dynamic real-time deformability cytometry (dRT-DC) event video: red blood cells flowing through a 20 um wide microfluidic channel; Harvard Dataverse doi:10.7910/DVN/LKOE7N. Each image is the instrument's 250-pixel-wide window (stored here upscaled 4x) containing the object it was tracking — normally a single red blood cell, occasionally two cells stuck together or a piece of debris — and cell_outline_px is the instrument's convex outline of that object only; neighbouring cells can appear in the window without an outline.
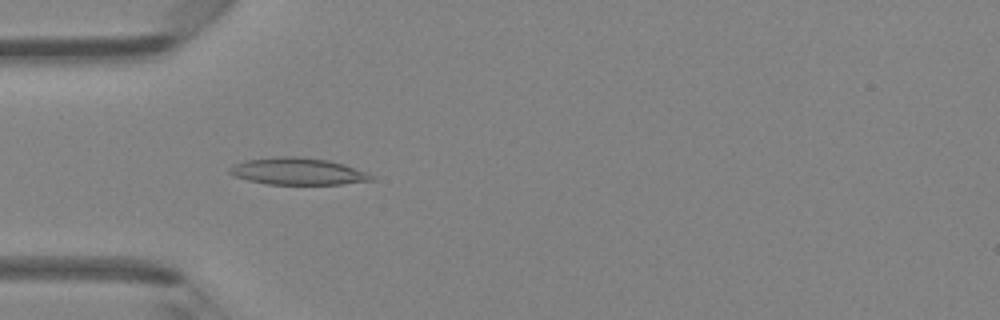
{"species": "Egyptian fruit bat (a non-hibernating species)", "species_latin": "Rousettus aegyptiacus", "temperature_condition": "room temperature", "stored_images_in_passage": 46, "camera_frame_rate_fps": 3000, "um_per_image_px": 0.085, "animal": {"sex": "female"}, "frame": {"image": 1, "passage_image": 13, "time_ms": 4.0, "image_size_px": [1000, 320], "cell_outline_px": [[376, 180], [340, 184], [268, 184], [248, 180], [236, 176], [228, 172], [228, 168], [244, 160], [280, 156], [300, 156], [328, 160], [344, 164], [368, 172], [376, 176]], "centroid_in_image_um": [25.37, 14.56], "position_along_channel_um": 59.6, "area_um2": 22.37}}
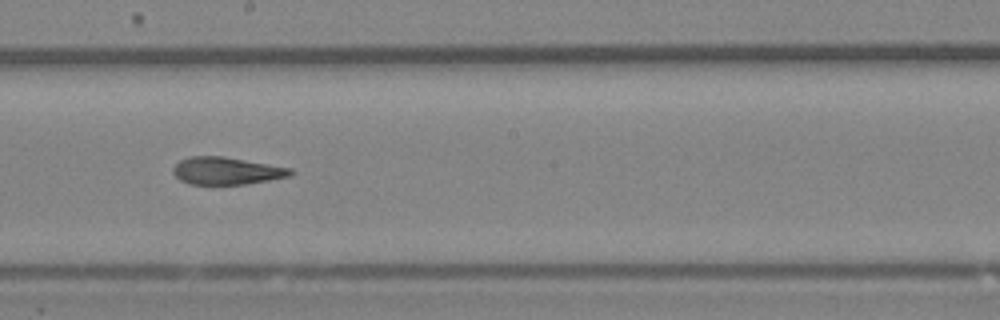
{"frame": {"image": 2, "passage_image": 25, "time_ms": 8.0, "image_size_px": [1000, 320], "cell_outline_px": [[296, 172], [292, 176], [244, 184], [188, 184], [180, 180], [172, 172], [172, 168], [180, 160], [188, 156], [224, 156], [292, 168]], "centroid_in_image_um": [19.27, 14.51], "position_along_channel_um": 228.9, "area_um2": 18.9}}
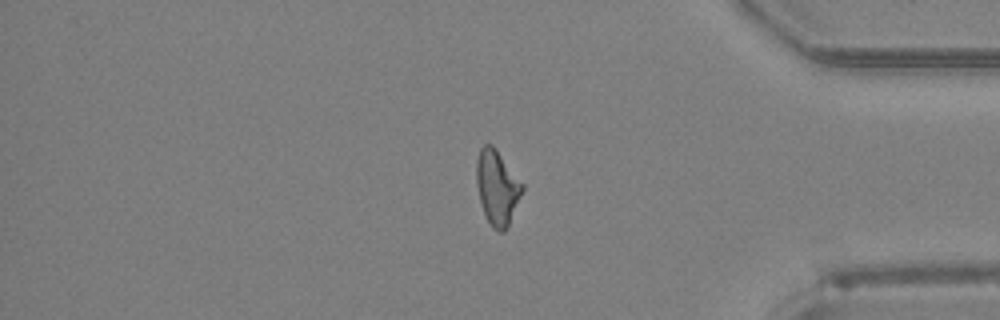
{"frame": {"image": 3, "passage_image": 38, "time_ms": 12.333, "image_size_px": [1000, 320], "cell_outline_px": [[524, 188], [508, 228], [504, 232], [500, 232], [492, 228], [484, 212], [480, 200], [476, 184], [476, 160], [480, 148], [484, 144], [492, 144], [496, 148], [524, 184]], "centroid_in_image_um": [42.26, 15.93], "position_along_channel_um": 392.9, "area_um2": 20.11}, "authors_computed_cell_mechanics": {"area_um2": 19.8543, "velocity_mm_per_s": 4.3252, "shape_relaxation_time_tau1_ms": 5.781, "shape_relaxation_time_tau2_ms": 1.8123, "deformation_change_tau1": 0.2052, "deformation_change_tau2": 0.1026}}